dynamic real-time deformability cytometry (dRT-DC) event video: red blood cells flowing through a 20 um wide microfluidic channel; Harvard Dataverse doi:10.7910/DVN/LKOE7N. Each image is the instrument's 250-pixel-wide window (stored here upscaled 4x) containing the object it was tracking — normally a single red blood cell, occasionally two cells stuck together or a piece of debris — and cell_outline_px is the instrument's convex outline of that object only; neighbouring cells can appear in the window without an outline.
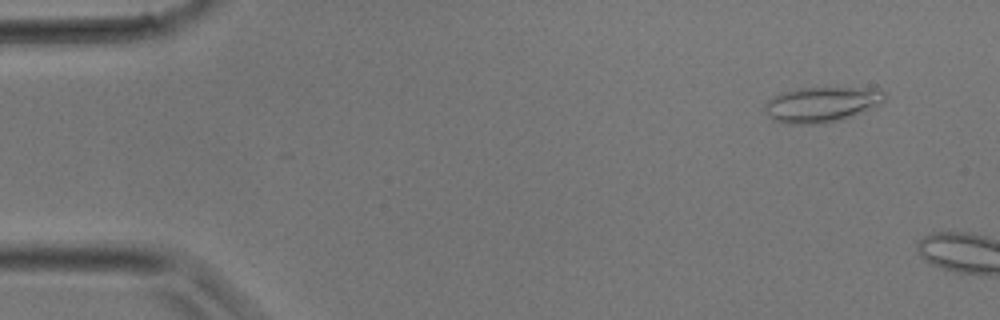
{"species": "common noctule bat (a hibernating species)", "species_latin": "Nyctalus noctula", "temperature_condition": "room temperature", "stored_images_in_passage": 5, "camera_frame_rate_fps": 3000, "um_per_image_px": 0.085, "animal": {"sex": "male", "body_mass_g": 17.9}, "frame": {"image": 1, "passage_image": 3, "time_ms": 0.667, "image_size_px": [1000, 320], "cell_outline_px": [[884, 100], [880, 104], [872, 108], [836, 120], [816, 124], [788, 124], [772, 120], [764, 108], [764, 104], [772, 96], [784, 92], [800, 88], [880, 88], [884, 92]], "centroid_in_image_um": [69.8, 8.87], "position_along_channel_um": 15.2, "area_um2": 24.33}}